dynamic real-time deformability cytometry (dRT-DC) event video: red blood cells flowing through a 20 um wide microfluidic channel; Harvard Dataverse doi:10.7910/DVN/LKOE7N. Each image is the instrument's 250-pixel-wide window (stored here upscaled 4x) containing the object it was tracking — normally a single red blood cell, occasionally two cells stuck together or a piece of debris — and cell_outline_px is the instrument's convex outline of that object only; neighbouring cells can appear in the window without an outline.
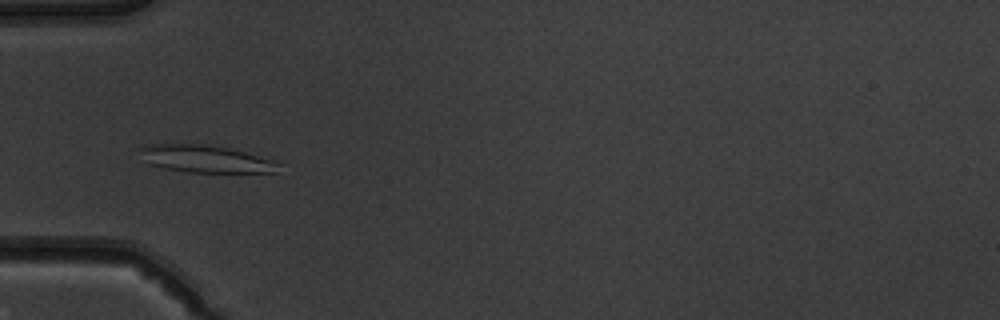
{"species": "common noctule bat (a hibernating species)", "species_latin": "Nyctalus noctula", "temperature_condition": "warm", "stored_images_in_passage": 36, "camera_frame_rate_fps": 3000, "um_per_image_px": 0.085, "animal": {"sex": "male", "body_mass_g": 19.5, "forearm_length_mm": 54.6}, "frame": {"image": 1, "passage_image": 1, "time_ms": 0.0, "image_size_px": [1000, 320], "cell_outline_px": [[280, 164], [276, 172], [188, 172], [164, 168], [148, 164], [136, 148], [152, 144], [204, 144], [228, 148], [276, 160]], "centroid_in_image_um": [17.45, 13.5], "position_along_channel_um": 67.6, "area_um2": 22.02}}
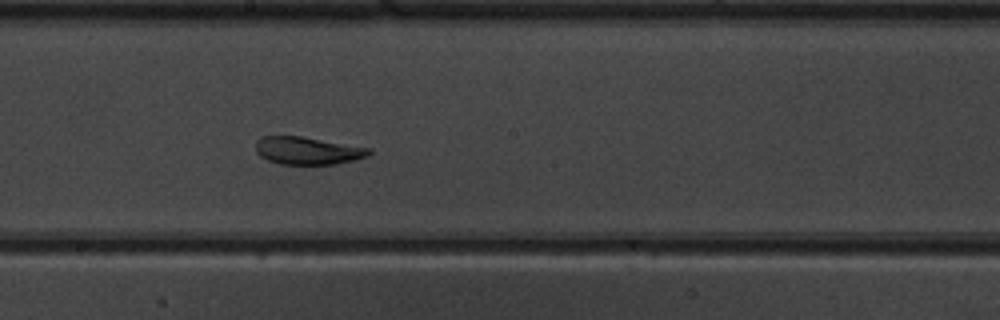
{"frame": {"image": 2, "passage_image": 13, "time_ms": 4.0, "image_size_px": [1000, 320], "cell_outline_px": [[372, 152], [368, 156], [356, 160], [336, 164], [280, 164], [268, 160], [260, 156], [256, 152], [256, 140], [264, 136], [300, 136], [372, 148]], "centroid_in_image_um": [26.18, 12.81], "position_along_channel_um": 222.0, "area_um2": 18.32}}
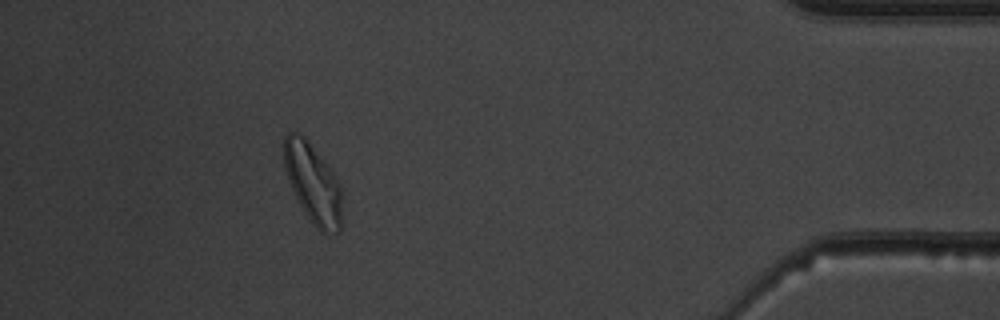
{"frame": {"image": 3, "passage_image": 31, "time_ms": 10.0, "image_size_px": [1000, 320], "cell_outline_px": [[344, 224], [340, 232], [320, 232], [312, 224], [304, 212], [288, 180], [284, 168], [284, 136], [288, 132], [300, 132], [308, 140], [328, 164], [340, 184], [344, 192]], "centroid_in_image_um": [26.68, 15.63], "position_along_channel_um": 408.5, "area_um2": 27.92}, "authors_computed_cell_mechanics": {"area_um2": 19.1607, "velocity_mm_per_s": 3.9018, "shape_relaxation_time_tau1_ms": null, "shape_relaxation_time_tau2_ms": 1.9795, "deformation_change_tau1": null, "deformation_change_tau2": 0.0736}}